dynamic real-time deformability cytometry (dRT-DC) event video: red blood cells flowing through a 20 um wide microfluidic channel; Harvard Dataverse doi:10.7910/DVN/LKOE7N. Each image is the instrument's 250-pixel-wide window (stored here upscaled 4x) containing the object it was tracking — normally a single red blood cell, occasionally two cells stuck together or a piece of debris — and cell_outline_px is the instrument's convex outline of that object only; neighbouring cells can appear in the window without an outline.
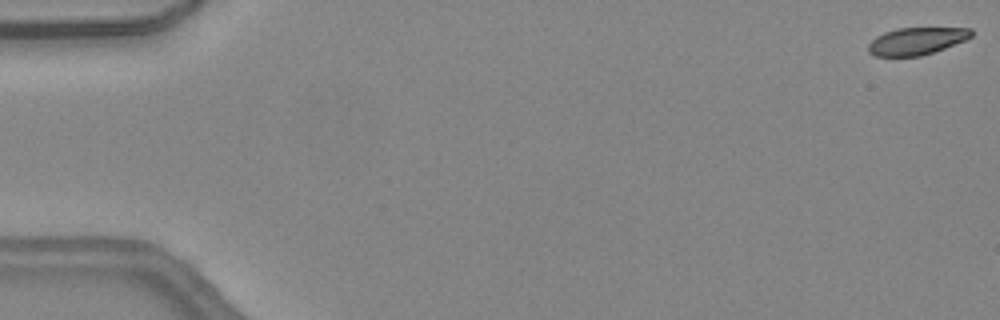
{"species": "common noctule bat (a hibernating species)", "species_latin": "Nyctalus noctula", "temperature_condition": "warm", "stored_images_in_passage": 8, "camera_frame_rate_fps": 3000, "um_per_image_px": 0.085, "animal": {"sex": "female", "body_mass_g": 24.6, "forearm_length_mm": 56.2}, "frame": {"image": 1, "passage_image": 1, "time_ms": 0.0, "image_size_px": [1000, 320], "cell_outline_px": [[972, 36], [964, 40], [944, 48], [920, 56], [876, 56], [868, 52], [868, 44], [876, 36], [884, 32], [896, 28], [972, 28]], "centroid_in_image_um": [77.87, 3.48], "position_along_channel_um": 7.1, "area_um2": 16.24}}